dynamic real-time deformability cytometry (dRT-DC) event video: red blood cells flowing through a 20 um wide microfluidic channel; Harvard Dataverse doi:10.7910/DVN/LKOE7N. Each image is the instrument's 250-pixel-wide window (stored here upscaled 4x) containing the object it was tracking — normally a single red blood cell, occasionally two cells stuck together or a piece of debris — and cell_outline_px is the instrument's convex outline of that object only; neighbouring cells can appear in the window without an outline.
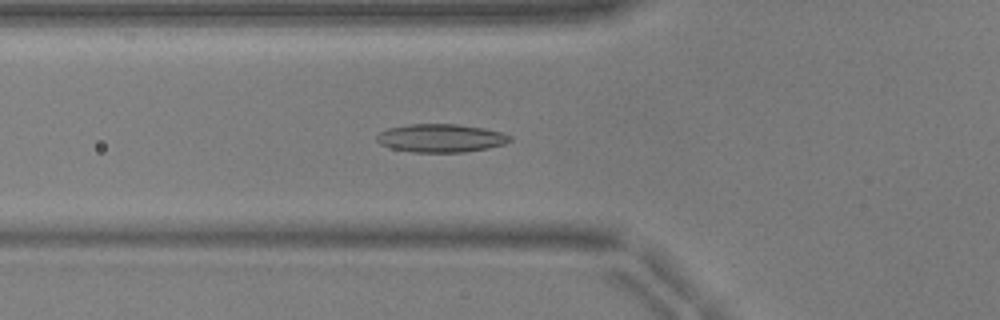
{"species": "common noctule bat (a hibernating species)", "species_latin": "Nyctalus noctula", "temperature_condition": "warm", "stored_images_in_passage": 52, "camera_frame_rate_fps": 3000, "um_per_image_px": 0.085, "animal": {"sex": "male", "body_mass_g": 17.9, "forearm_length_mm": 54.2}, "frame": {"image": 1, "passage_image": 19, "time_ms": 6.0, "image_size_px": [1000, 320], "cell_outline_px": [[512, 140], [504, 144], [488, 148], [464, 152], [412, 152], [392, 148], [380, 144], [376, 140], [376, 136], [380, 132], [388, 128], [408, 124], [456, 124], [484, 128], [500, 132], [512, 136]], "centroid_in_image_um": [37.47, 11.74], "position_along_channel_um": 88.3, "area_um2": 21.91}}
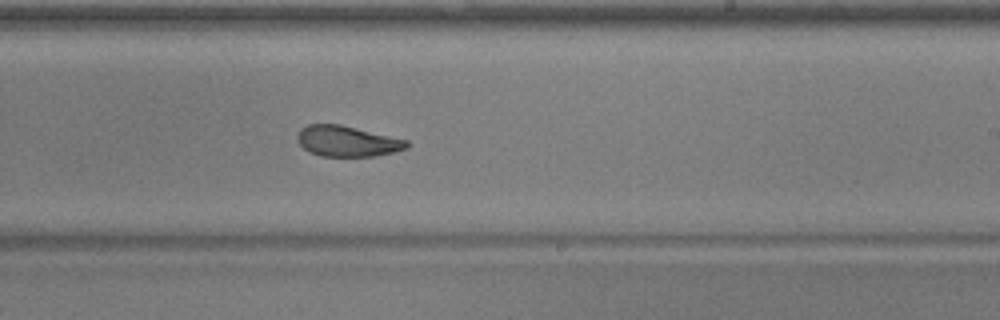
{"frame": {"image": 2, "passage_image": 32, "time_ms": 10.333, "image_size_px": [1000, 320], "cell_outline_px": [[408, 148], [396, 152], [376, 156], [320, 156], [304, 148], [296, 140], [296, 136], [300, 128], [308, 124], [340, 124], [408, 140]], "centroid_in_image_um": [29.51, 12.0], "position_along_channel_um": 259.5, "area_um2": 19.65}}
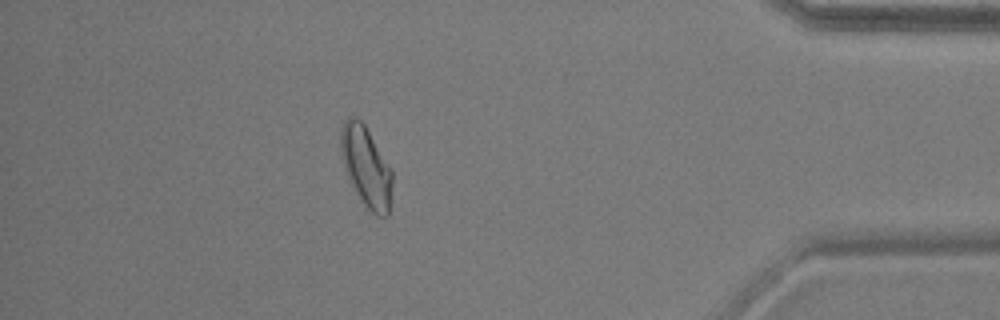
{"frame": {"image": 3, "passage_image": 46, "time_ms": 15.0, "image_size_px": [1000, 320], "cell_outline_px": [[392, 184], [388, 216], [376, 216], [360, 200], [344, 168], [340, 148], [340, 132], [344, 120], [348, 116], [356, 116], [364, 124], [392, 168]], "centroid_in_image_um": [31.12, 14.14], "position_along_channel_um": 404.1, "area_um2": 24.16}, "authors_computed_cell_mechanics": {"area_um2": 20.8369, "velocity_mm_per_s": 3.938, "shape_relaxation_time_tau1_ms": 8.3956, "shape_relaxation_time_tau2_ms": 2.0456, "deformation_change_tau1": 0.2063, "deformation_change_tau2": 0.0835}}